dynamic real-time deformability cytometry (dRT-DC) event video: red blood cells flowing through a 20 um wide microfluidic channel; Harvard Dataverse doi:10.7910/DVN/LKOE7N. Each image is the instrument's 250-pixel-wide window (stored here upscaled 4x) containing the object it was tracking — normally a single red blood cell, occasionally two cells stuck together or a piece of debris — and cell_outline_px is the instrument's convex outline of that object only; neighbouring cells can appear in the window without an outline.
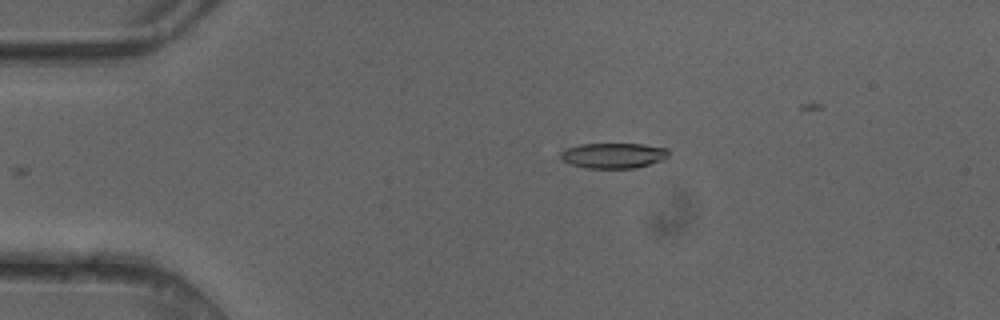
{"species": "common noctule bat (a hibernating species)", "species_latin": "Nyctalus noctula", "temperature_condition": "cold", "stored_images_in_passage": 35, "camera_frame_rate_fps": 3000, "um_per_image_px": 0.085, "animal": {"sex": "female"}, "frame": {"image": 1, "passage_image": 1, "time_ms": 0.0, "image_size_px": [1000, 320], "cell_outline_px": [[668, 156], [664, 160], [636, 168], [588, 168], [572, 164], [564, 160], [560, 156], [560, 152], [564, 148], [580, 144], [644, 144], [668, 148]], "centroid_in_image_um": [52.16, 13.21], "position_along_channel_um": 32.8, "area_um2": 16.01}}
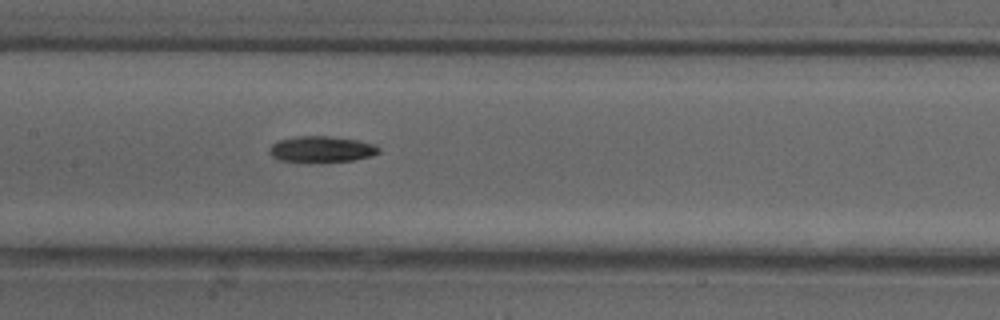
{"frame": {"image": 2, "passage_image": 15, "time_ms": 4.667, "image_size_px": [1000, 320], "cell_outline_px": [[380, 152], [372, 156], [352, 160], [320, 164], [308, 164], [280, 160], [272, 156], [268, 152], [268, 148], [276, 140], [296, 136], [328, 136], [356, 140], [376, 144], [380, 148]], "centroid_in_image_um": [27.29, 12.72], "position_along_channel_um": 180.1, "area_um2": 17.4}}
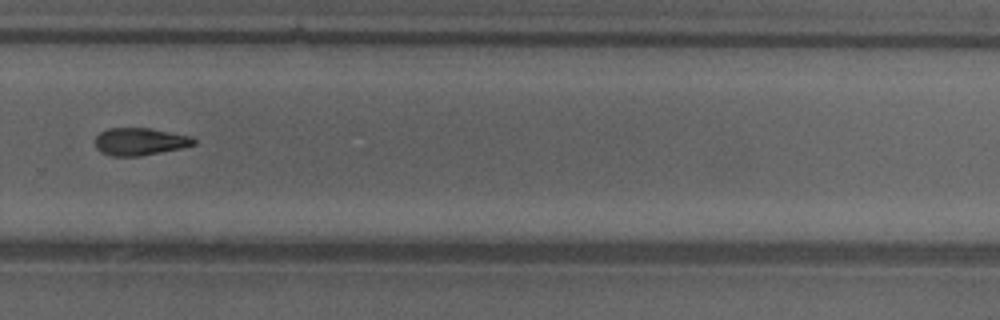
{"frame": {"image": 3, "passage_image": 25, "time_ms": 8.0, "image_size_px": [1000, 320], "cell_outline_px": [[196, 144], [184, 148], [140, 156], [112, 156], [100, 152], [96, 148], [96, 136], [100, 132], [108, 128], [152, 128], [192, 136], [196, 140]], "centroid_in_image_um": [11.93, 12.03], "position_along_channel_um": 317.9, "area_um2": 16.01}}